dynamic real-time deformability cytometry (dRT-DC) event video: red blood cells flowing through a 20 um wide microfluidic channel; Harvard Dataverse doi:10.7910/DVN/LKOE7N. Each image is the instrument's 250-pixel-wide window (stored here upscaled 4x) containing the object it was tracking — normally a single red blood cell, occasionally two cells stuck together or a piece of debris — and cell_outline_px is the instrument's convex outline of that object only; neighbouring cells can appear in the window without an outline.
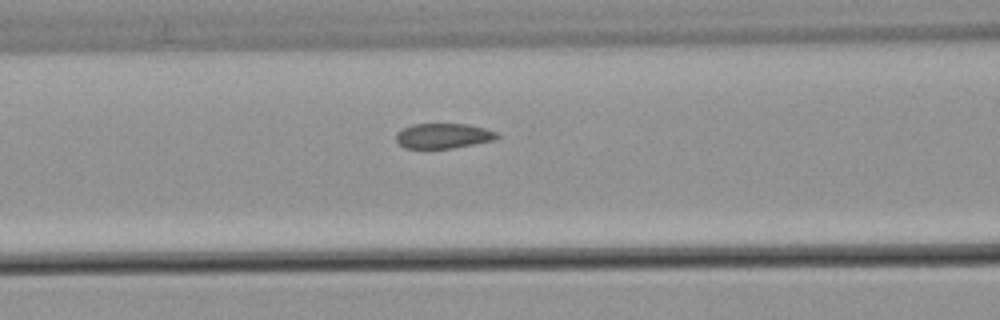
{"species": "common noctule bat (a hibernating species)", "species_latin": "Nyctalus noctula", "temperature_condition": "warm", "stored_images_in_passage": 31, "camera_frame_rate_fps": 3000, "um_per_image_px": 0.085, "animal": {"sex": "male", "body_mass_g": 21.5, "forearm_length_mm": 52.0}, "frame": {"image": 1, "passage_image": 5, "time_ms": 1.333, "image_size_px": [1000, 320], "cell_outline_px": [[500, 136], [492, 140], [452, 148], [404, 148], [396, 140], [396, 132], [412, 124], [468, 124], [484, 128], [496, 132]], "centroid_in_image_um": [37.65, 11.54], "position_along_channel_um": 129.0, "area_um2": 14.57}}
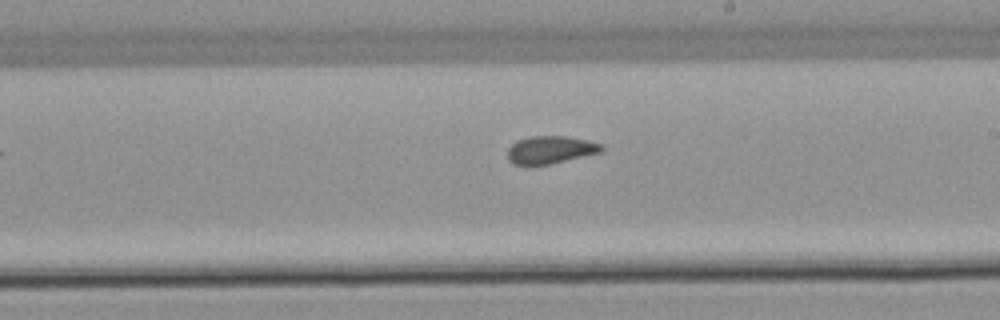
{"frame": {"image": 2, "passage_image": 14, "time_ms": 4.333, "image_size_px": [1000, 320], "cell_outline_px": [[604, 148], [600, 152], [548, 164], [512, 164], [508, 160], [508, 148], [516, 140], [528, 136], [568, 136], [588, 140], [604, 144]], "centroid_in_image_um": [46.78, 12.7], "position_along_channel_um": 242.2, "area_um2": 15.09}}